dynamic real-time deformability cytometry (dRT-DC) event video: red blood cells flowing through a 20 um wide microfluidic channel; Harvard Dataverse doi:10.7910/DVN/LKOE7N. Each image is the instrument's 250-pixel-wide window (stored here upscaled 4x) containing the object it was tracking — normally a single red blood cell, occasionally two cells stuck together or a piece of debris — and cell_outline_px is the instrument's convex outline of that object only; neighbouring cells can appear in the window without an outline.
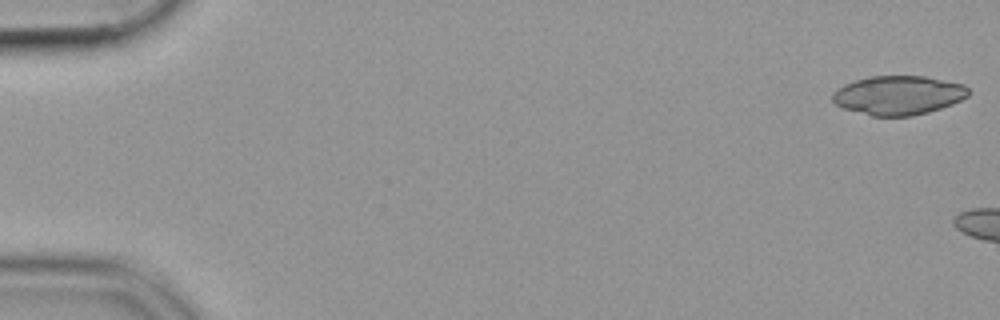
{"species": "common noctule bat (a hibernating species)", "species_latin": "Nyctalus noctula", "temperature_condition": "cold", "stored_images_in_passage": 5, "camera_frame_rate_fps": 3000, "um_per_image_px": 0.085, "animal": {"sex": "female", "body_mass_g": 19.9}, "frame": {"image": 1, "passage_image": 1, "time_ms": 0.0, "image_size_px": [1000, 320], "cell_outline_px": [[968, 96], [952, 104], [928, 112], [912, 116], [872, 116], [844, 108], [836, 104], [832, 100], [832, 92], [844, 84], [868, 76], [924, 76], [964, 84], [968, 88]], "centroid_in_image_um": [76.35, 8.09], "position_along_channel_um": 8.7, "area_um2": 30.87}}